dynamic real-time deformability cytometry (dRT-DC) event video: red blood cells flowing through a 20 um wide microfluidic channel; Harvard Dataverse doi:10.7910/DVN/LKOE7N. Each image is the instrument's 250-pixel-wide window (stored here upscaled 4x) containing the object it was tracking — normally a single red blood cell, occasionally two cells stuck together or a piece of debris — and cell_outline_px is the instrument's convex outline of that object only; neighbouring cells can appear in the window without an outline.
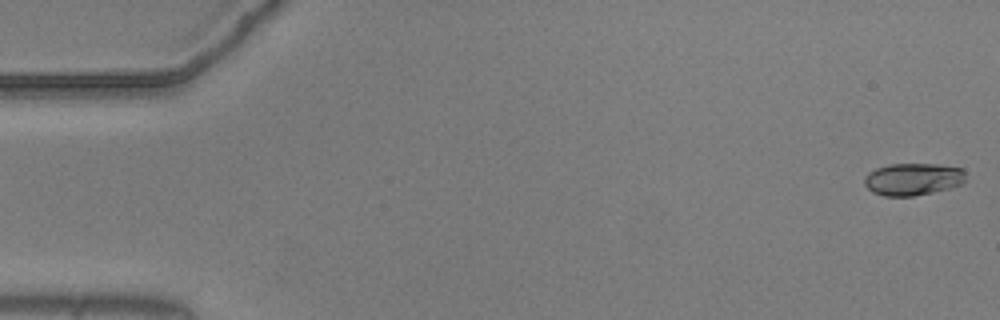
{"species": "common noctule bat (a hibernating species)", "species_latin": "Nyctalus noctula", "temperature_condition": "warm", "stored_images_in_passage": 55, "camera_frame_rate_fps": 3000, "um_per_image_px": 0.085, "animal": {"sex": "male", "body_mass_g": 20.5, "forearm_length_mm": 52.5}, "frame": {"image": 1, "passage_image": 1, "time_ms": 0.0, "image_size_px": [1000, 320], "cell_outline_px": [[964, 184], [952, 188], [912, 196], [884, 196], [872, 192], [864, 184], [864, 176], [868, 172], [876, 168], [892, 164], [936, 164], [964, 168]], "centroid_in_image_um": [77.61, 15.23], "position_along_channel_um": 7.4, "area_um2": 19.19}}
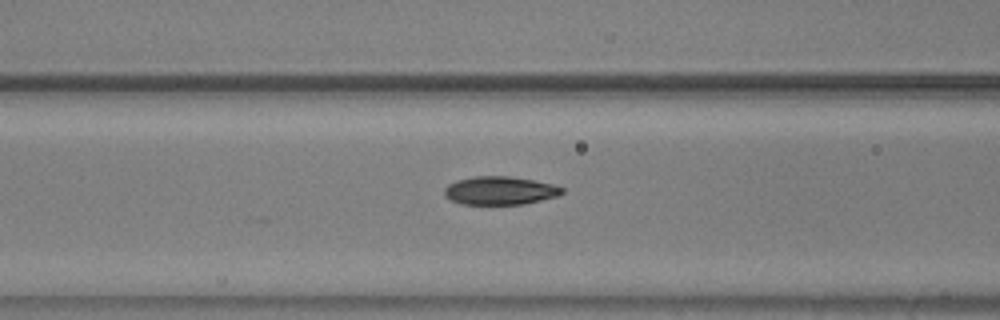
{"frame": {"image": 2, "passage_image": 22, "time_ms": 7.0, "image_size_px": [1000, 320], "cell_outline_px": [[564, 192], [556, 196], [524, 204], [464, 204], [452, 200], [444, 196], [444, 188], [448, 184], [456, 180], [472, 176], [508, 176], [556, 184], [564, 188]], "centroid_in_image_um": [42.49, 16.19], "position_along_channel_um": 124.1, "area_um2": 19.42}}
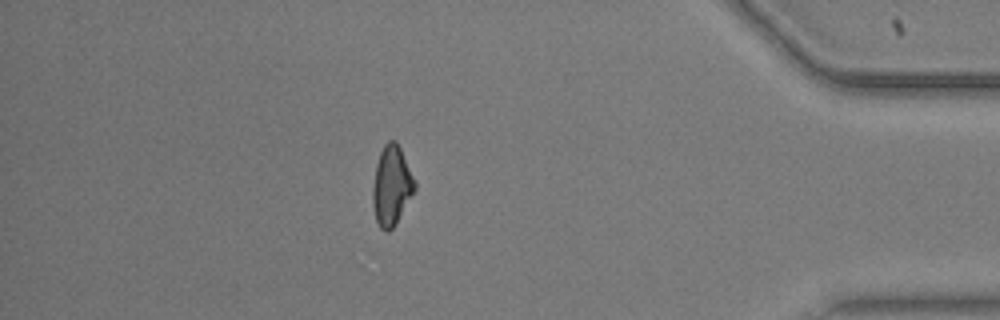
{"frame": {"image": 3, "passage_image": 48, "time_ms": 15.667, "image_size_px": [1000, 320], "cell_outline_px": [[416, 188], [396, 224], [388, 232], [384, 232], [380, 228], [376, 220], [372, 204], [372, 188], [376, 164], [380, 152], [384, 144], [388, 140], [396, 140], [416, 180]], "centroid_in_image_um": [33.28, 15.79], "position_along_channel_um": 401.9, "area_um2": 19.65}, "authors_computed_cell_mechanics": {"area_um2": 19.4208, "velocity_mm_per_s": 3.6809, "shape_relaxation_time_tau1_ms": 4.0459, "shape_relaxation_time_tau2_ms": 2.4018, "deformation_change_tau1": 0.1433, "deformation_change_tau2": 0.0757}}